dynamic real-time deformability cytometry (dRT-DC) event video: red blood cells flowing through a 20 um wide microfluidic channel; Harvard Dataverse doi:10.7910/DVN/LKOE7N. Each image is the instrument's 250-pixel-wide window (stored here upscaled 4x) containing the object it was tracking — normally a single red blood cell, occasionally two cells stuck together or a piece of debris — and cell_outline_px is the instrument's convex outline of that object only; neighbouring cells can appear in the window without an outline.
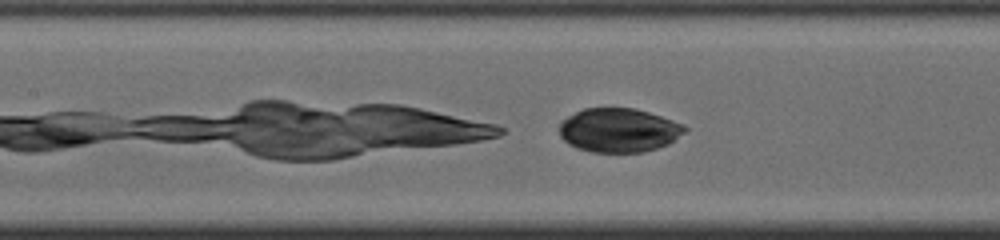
{"species": "common noctule bat (a hibernating species)", "species_latin": "Nyctalus noctula", "temperature_condition": "cold", "stored_images_in_passage": 27, "camera_frame_rate_fps": 3000, "um_per_image_px": 0.085, "animal": {"sex": "male", "body_mass_g": 19.0, "forearm_length_mm": 50.8}, "frame": {"image": 1, "passage_image": 8, "time_ms": 2.333, "image_size_px": [1000, 240], "cell_outline_px": [[688, 128], [684, 132], [668, 144], [644, 152], [592, 152], [576, 148], [568, 144], [560, 136], [560, 124], [568, 116], [584, 108], [636, 108], [684, 124]], "centroid_in_image_um": [52.59, 11.07], "position_along_channel_um": 154.8, "area_um2": 32.02}}
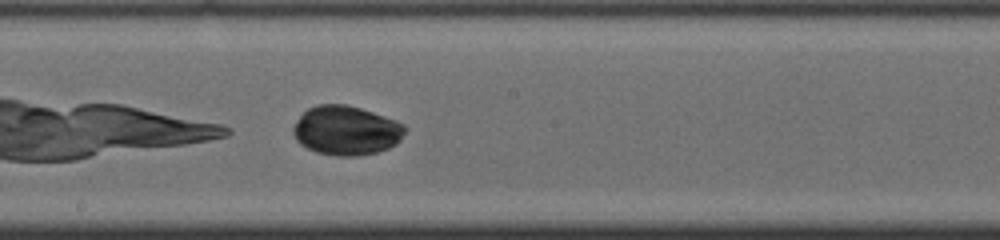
{"frame": {"image": 2, "passage_image": 13, "time_ms": 4.0, "image_size_px": [1000, 240], "cell_outline_px": [[404, 132], [400, 140], [396, 144], [388, 148], [376, 152], [360, 156], [336, 156], [316, 152], [300, 144], [296, 140], [292, 132], [292, 128], [296, 120], [308, 108], [316, 104], [348, 104], [396, 120], [404, 124]], "centroid_in_image_um": [29.4, 11.09], "position_along_channel_um": 218.8, "area_um2": 32.19}}
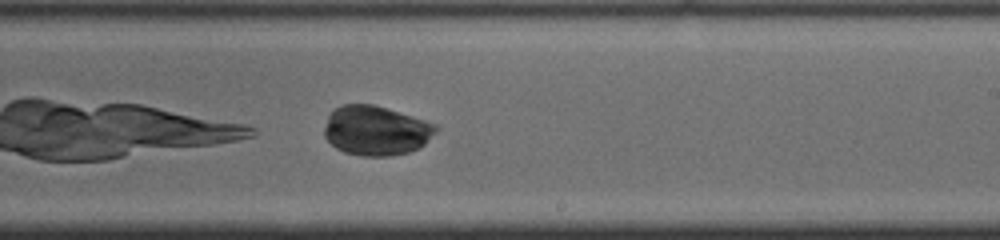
{"frame": {"image": 3, "passage_image": 16, "time_ms": 5.0, "image_size_px": [1000, 240], "cell_outline_px": [[440, 128], [420, 148], [408, 152], [388, 156], [360, 156], [344, 152], [336, 148], [324, 136], [324, 128], [328, 116], [336, 108], [344, 104], [372, 104], [388, 108], [436, 124]], "centroid_in_image_um": [31.97, 11.1], "position_along_channel_um": 257.0, "area_um2": 32.25}}